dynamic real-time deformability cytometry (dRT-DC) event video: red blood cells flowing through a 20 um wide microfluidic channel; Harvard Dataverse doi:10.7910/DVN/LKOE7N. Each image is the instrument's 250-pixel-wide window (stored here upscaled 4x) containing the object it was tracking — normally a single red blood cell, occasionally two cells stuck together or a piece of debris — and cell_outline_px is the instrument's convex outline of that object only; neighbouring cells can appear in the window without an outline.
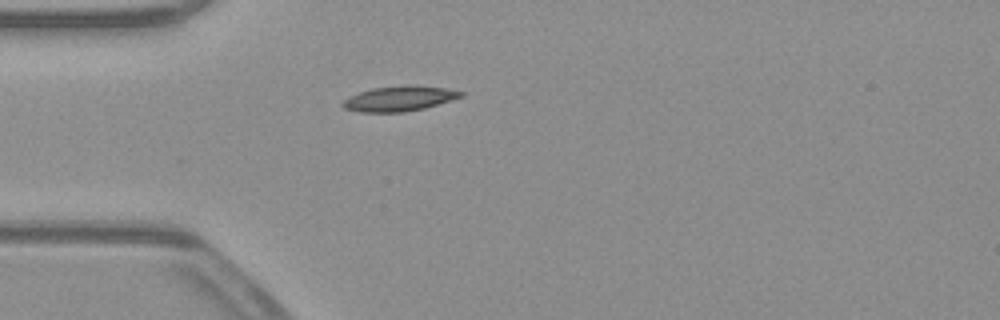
{"species": "common noctule bat (a hibernating species)", "species_latin": "Nyctalus noctula", "temperature_condition": "warm", "stored_images_in_passage": 39, "camera_frame_rate_fps": 3000, "um_per_image_px": 0.085, "animal": {"sex": "male", "body_mass_g": 23.1, "forearm_length_mm": 52.7}, "frame": {"image": 1, "passage_image": 1, "time_ms": 0.0, "image_size_px": [1000, 320], "cell_outline_px": [[464, 96], [424, 108], [404, 112], [360, 112], [344, 108], [340, 104], [348, 96], [372, 88], [408, 84], [412, 84], [444, 88], [464, 92]], "centroid_in_image_um": [33.92, 8.37], "position_along_channel_um": 51.1, "area_um2": 17.34}}
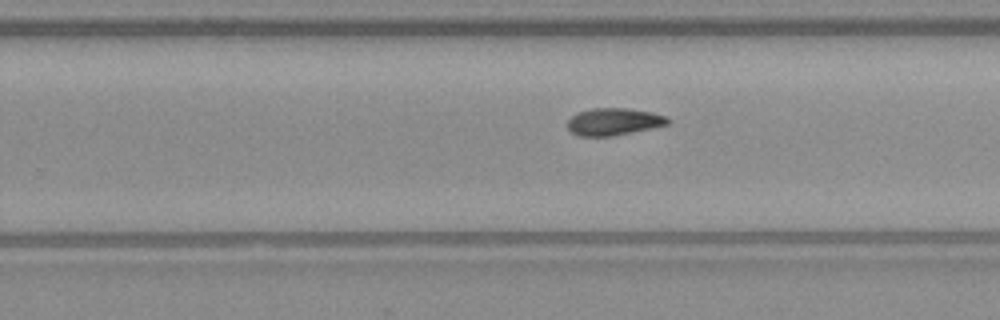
{"frame": {"image": 2, "passage_image": 19, "time_ms": 6.0, "image_size_px": [1000, 320], "cell_outline_px": [[672, 120], [668, 124], [652, 128], [612, 136], [580, 136], [572, 132], [568, 128], [568, 120], [576, 112], [592, 108], [624, 108], [652, 112], [668, 116]], "centroid_in_image_um": [52.19, 10.33], "position_along_channel_um": 277.6, "area_um2": 15.95}}
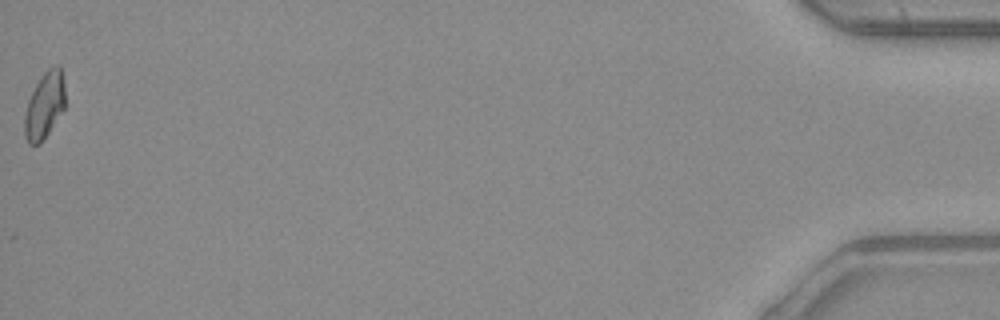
{"frame": {"image": 3, "passage_image": 39, "time_ms": 12.667, "image_size_px": [1000, 320], "cell_outline_px": [[64, 108], [40, 144], [28, 144], [24, 136], [24, 116], [28, 100], [40, 76], [48, 68], [56, 64], [60, 64], [64, 84]], "centroid_in_image_um": [3.77, 8.94], "position_along_channel_um": 431.4, "area_um2": 15.66}, "authors_computed_cell_mechanics": {"area_um2": 16.0106, "velocity_mm_per_s": 3.9189, "shape_relaxation_time_tau1_ms": null, "shape_relaxation_time_tau2_ms": 10.9976, "deformation_change_tau1": null, "deformation_change_tau2": 0.1644}}